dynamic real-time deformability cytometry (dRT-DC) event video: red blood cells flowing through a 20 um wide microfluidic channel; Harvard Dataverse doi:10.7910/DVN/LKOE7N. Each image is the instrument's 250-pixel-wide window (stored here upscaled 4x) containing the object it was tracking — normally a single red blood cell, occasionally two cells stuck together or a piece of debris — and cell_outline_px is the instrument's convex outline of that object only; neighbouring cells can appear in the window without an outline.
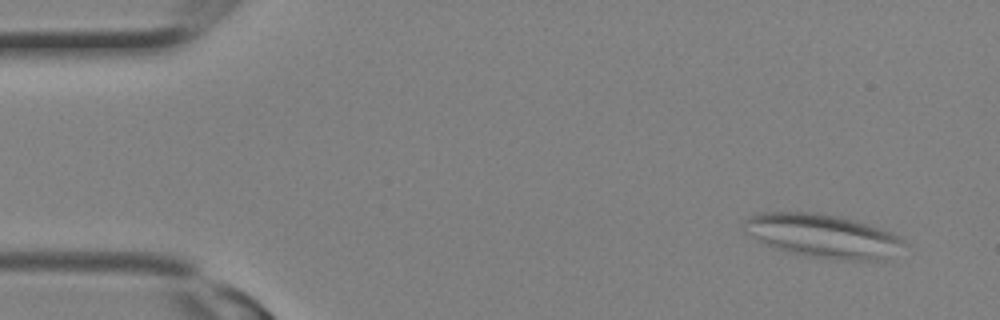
{"species": "Egyptian fruit bat (a non-hibernating species)", "species_latin": "Rousettus aegyptiacus", "temperature_condition": "room temperature", "stored_images_in_passage": 2, "camera_frame_rate_fps": 3000, "um_per_image_px": 0.085, "animal": {"sex": "female"}, "frame": {"image": 1, "passage_image": 1, "time_ms": 0.0, "image_size_px": [1000, 320], "cell_outline_px": [[908, 244], [884, 260], [836, 260], [804, 256], [788, 252], [764, 244], [744, 232], [740, 228], [744, 220], [748, 216], [756, 212], [820, 212], [840, 216], [856, 220], [892, 232], [900, 236]], "centroid_in_image_um": [69.91, 20.04], "position_along_channel_um": 15.1, "area_um2": 41.44}}